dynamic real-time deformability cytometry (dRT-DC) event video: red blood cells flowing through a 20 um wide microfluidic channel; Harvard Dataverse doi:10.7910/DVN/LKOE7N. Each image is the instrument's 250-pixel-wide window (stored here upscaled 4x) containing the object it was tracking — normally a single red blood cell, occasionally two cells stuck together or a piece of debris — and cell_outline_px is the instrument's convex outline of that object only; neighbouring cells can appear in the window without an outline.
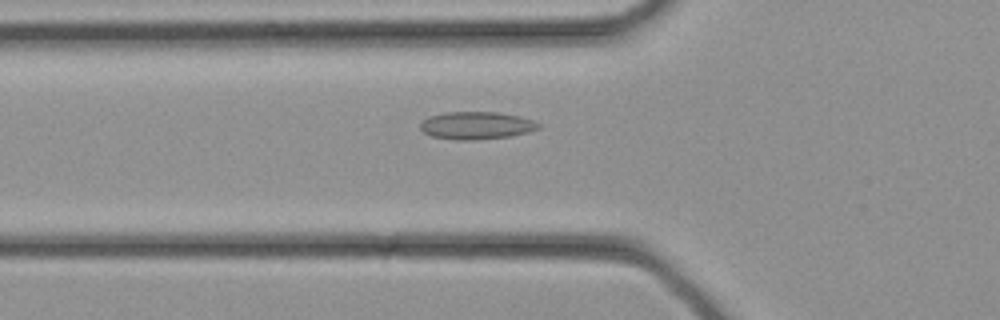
{"species": "common noctule bat (a hibernating species)", "species_latin": "Nyctalus noctula", "temperature_condition": "cold", "stored_images_in_passage": 32, "camera_frame_rate_fps": 3000, "um_per_image_px": 0.085, "animal": {"sex": "female", "body_mass_g": 21.9}, "frame": {"image": 1, "passage_image": 11, "time_ms": 3.333, "image_size_px": [1000, 320], "cell_outline_px": [[544, 124], [540, 128], [528, 132], [512, 136], [472, 140], [456, 140], [432, 136], [424, 132], [420, 128], [420, 124], [428, 116], [444, 112], [496, 112], [520, 116]], "centroid_in_image_um": [40.53, 10.66], "position_along_channel_um": 85.3, "area_um2": 19.13}}
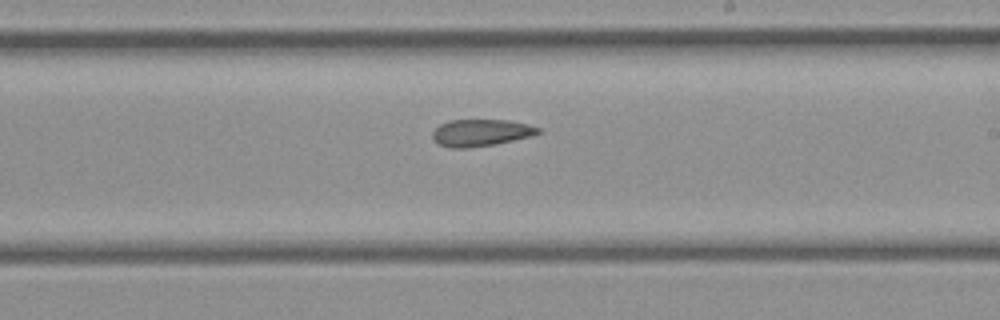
{"frame": {"image": 2, "passage_image": 19, "time_ms": 6.0, "image_size_px": [1000, 320], "cell_outline_px": [[544, 132], [532, 136], [496, 144], [468, 148], [448, 148], [440, 144], [432, 136], [432, 132], [440, 124], [448, 120], [508, 120], [528, 124], [540, 128]], "centroid_in_image_um": [40.91, 11.28], "position_along_channel_um": 248.1, "area_um2": 16.7}}
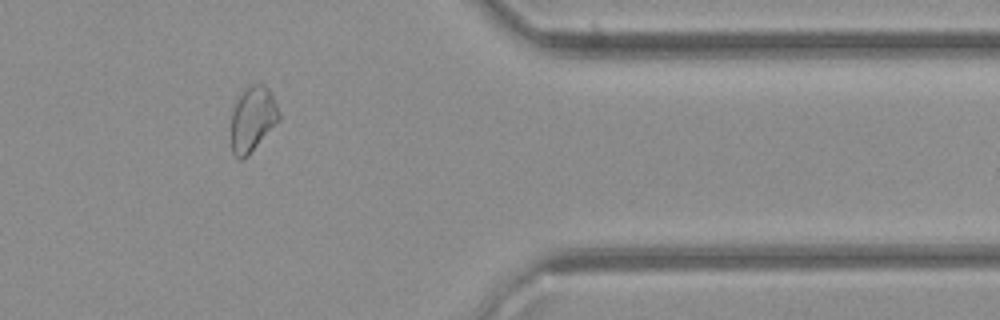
{"frame": {"image": 3, "passage_image": 27, "time_ms": 8.667, "image_size_px": [1000, 320], "cell_outline_px": [[280, 120], [248, 156], [244, 160], [240, 160], [232, 152], [232, 112], [240, 92], [252, 84], [264, 84], [272, 92], [280, 112]], "centroid_in_image_um": [21.5, 10.11], "position_along_channel_um": 389.9, "area_um2": 18.32}}